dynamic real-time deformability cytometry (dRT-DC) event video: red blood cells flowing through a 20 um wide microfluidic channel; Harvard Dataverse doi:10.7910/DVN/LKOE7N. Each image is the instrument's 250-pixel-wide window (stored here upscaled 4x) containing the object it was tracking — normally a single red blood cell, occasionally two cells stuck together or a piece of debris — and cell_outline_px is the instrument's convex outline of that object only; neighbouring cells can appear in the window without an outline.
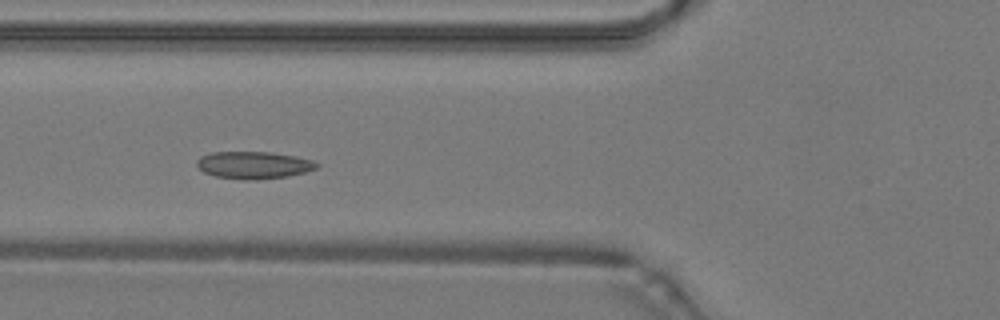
{"species": "common noctule bat (a hibernating species)", "species_latin": "Nyctalus noctula", "temperature_condition": "warm", "stored_images_in_passage": 46, "camera_frame_rate_fps": 3000, "um_per_image_px": 0.085, "animal": {"sex": "male", "body_mass_g": 19.2, "forearm_length_mm": 51.8}, "frame": {"image": 1, "passage_image": 16, "time_ms": 5.0, "image_size_px": [1000, 320], "cell_outline_px": [[320, 164], [316, 168], [304, 172], [288, 176], [256, 180], [244, 180], [216, 176], [204, 172], [196, 164], [196, 160], [200, 156], [212, 152], [268, 152], [296, 156], [312, 160]], "centroid_in_image_um": [21.55, 14.03], "position_along_channel_um": 104.2, "area_um2": 19.02}}
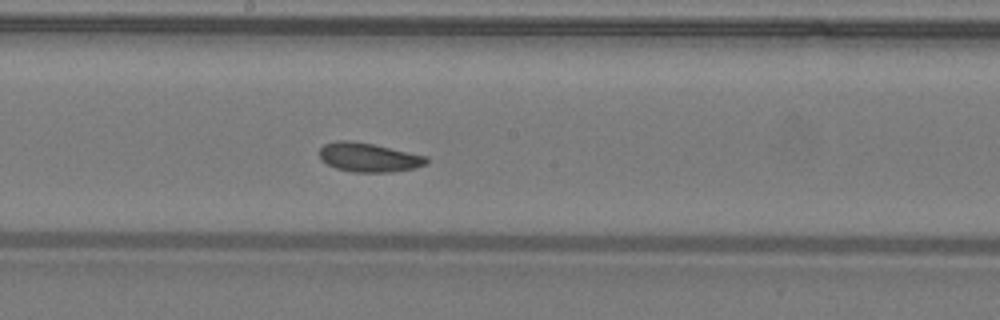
{"frame": {"image": 2, "passage_image": 24, "time_ms": 7.667, "image_size_px": [1000, 320], "cell_outline_px": [[428, 164], [416, 168], [392, 172], [352, 172], [336, 168], [320, 160], [320, 148], [324, 144], [336, 140], [352, 140], [372, 144], [428, 156]], "centroid_in_image_um": [31.35, 13.38], "position_along_channel_um": 216.8, "area_um2": 18.26}}
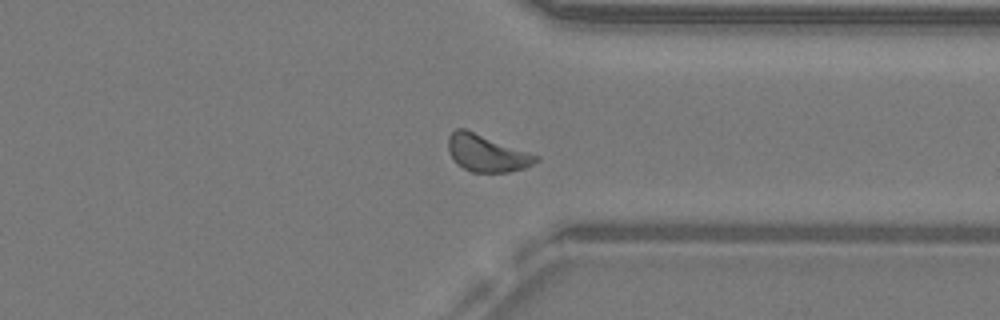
{"frame": {"image": 3, "passage_image": 35, "time_ms": 11.333, "image_size_px": [1000, 320], "cell_outline_px": [[540, 160], [524, 168], [508, 172], [472, 172], [456, 164], [448, 152], [448, 136], [456, 128], [464, 128], [540, 156]], "centroid_in_image_um": [41.35, 13.02], "position_along_channel_um": 370.0, "area_um2": 18.9}, "authors_computed_cell_mechanics": {"area_um2": 18.496, "velocity_mm_per_s": 4.2224, "shape_relaxation_time_tau1_ms": 3.3857, "shape_relaxation_time_tau2_ms": 2.0133, "deformation_change_tau1": 0.1058, "deformation_change_tau2": 0.0858}}